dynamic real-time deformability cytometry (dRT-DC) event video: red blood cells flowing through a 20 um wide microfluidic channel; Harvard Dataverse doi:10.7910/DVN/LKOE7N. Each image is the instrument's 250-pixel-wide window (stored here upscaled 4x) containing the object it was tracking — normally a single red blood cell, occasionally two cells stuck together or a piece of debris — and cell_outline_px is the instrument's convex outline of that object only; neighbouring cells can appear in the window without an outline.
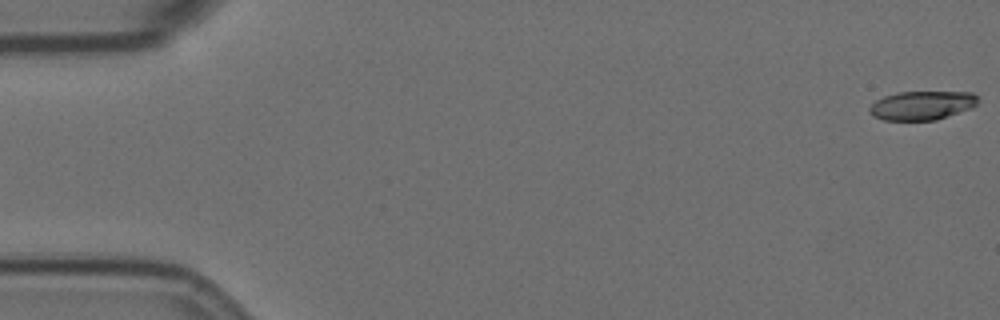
{"species": "Egyptian fruit bat (a non-hibernating species)", "species_latin": "Rousettus aegyptiacus", "temperature_condition": "room temperature", "stored_images_in_passage": 58, "camera_frame_rate_fps": 3000, "um_per_image_px": 0.085, "animal": {"sex": "female"}, "frame": {"image": 1, "passage_image": 1, "time_ms": 0.0, "image_size_px": [1000, 320], "cell_outline_px": [[976, 104], [972, 108], [936, 120], [884, 120], [872, 116], [868, 112], [868, 108], [876, 100], [884, 96], [900, 92], [972, 92], [976, 96]], "centroid_in_image_um": [78.33, 8.96], "position_along_channel_um": 6.7, "area_um2": 18.21}}
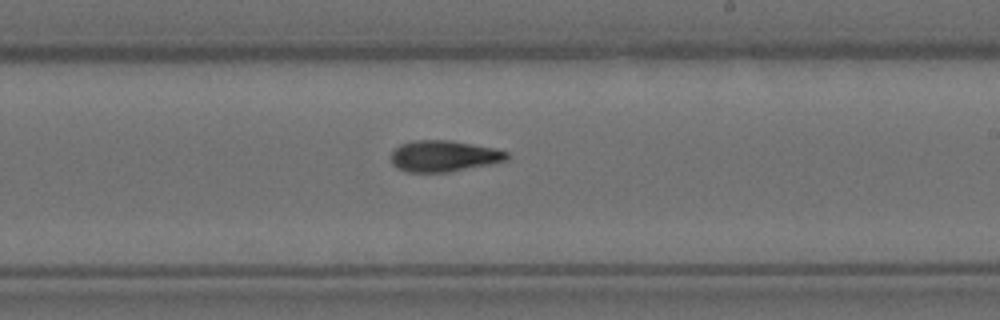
{"frame": {"image": 2, "passage_image": 34, "time_ms": 11.0, "image_size_px": [1000, 320], "cell_outline_px": [[508, 160], [448, 172], [408, 172], [396, 168], [392, 164], [392, 152], [400, 144], [412, 140], [452, 140], [496, 148], [508, 152]], "centroid_in_image_um": [37.72, 13.25], "position_along_channel_um": 251.3, "area_um2": 21.1}}
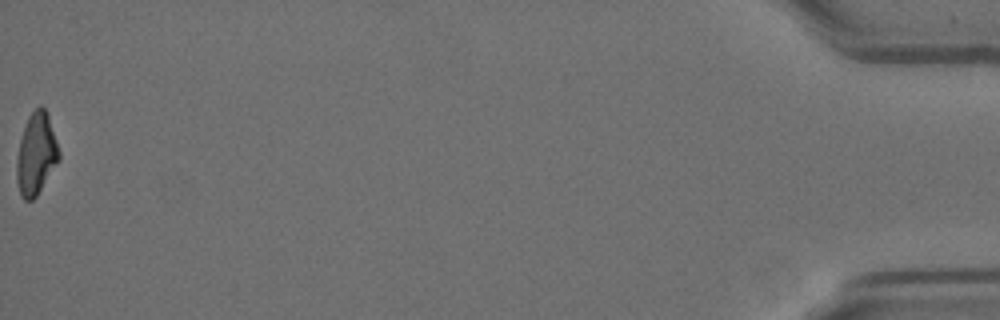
{"frame": {"image": 3, "passage_image": 58, "time_ms": 19.0, "image_size_px": [1000, 320], "cell_outline_px": [[60, 160], [36, 196], [32, 200], [24, 200], [20, 196], [16, 180], [16, 160], [20, 140], [28, 116], [40, 104], [48, 112], [60, 152]], "centroid_in_image_um": [3.08, 13.09], "position_along_channel_um": 432.1, "area_um2": 20.35}, "authors_computed_cell_mechanics": {"area_um2": 20.4612, "velocity_mm_per_s": 3.5542, "shape_relaxation_time_tau1_ms": 9.8458, "shape_relaxation_time_tau2_ms": 4.3095, "deformation_change_tau1": 0.2704, "deformation_change_tau2": 0.131}}